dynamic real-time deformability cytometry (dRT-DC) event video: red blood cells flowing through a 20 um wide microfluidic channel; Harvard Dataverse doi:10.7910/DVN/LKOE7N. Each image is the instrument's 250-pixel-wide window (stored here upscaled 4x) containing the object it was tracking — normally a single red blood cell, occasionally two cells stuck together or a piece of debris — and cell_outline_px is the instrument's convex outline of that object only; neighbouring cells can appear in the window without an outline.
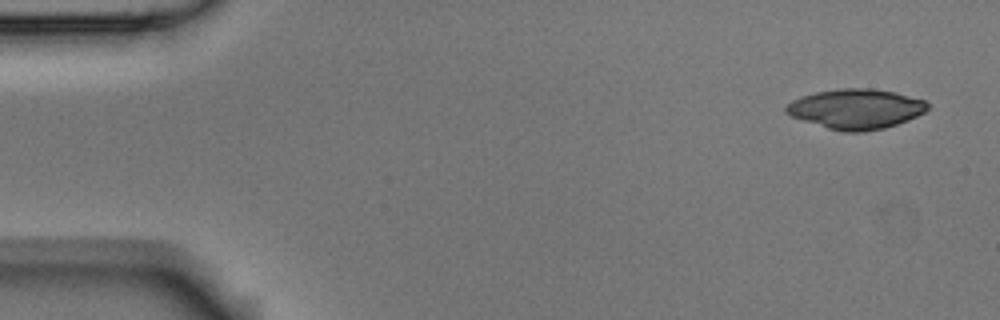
{"species": "Egyptian fruit bat (a non-hibernating species)", "species_latin": "Rousettus aegyptiacus", "temperature_condition": "room temperature", "stored_images_in_passage": 5, "camera_frame_rate_fps": 3000, "um_per_image_px": 0.085, "animal": {"sex": "male"}, "frame": {"image": 1, "passage_image": 1, "time_ms": 0.0, "image_size_px": [1000, 320], "cell_outline_px": [[928, 108], [924, 112], [908, 120], [884, 128], [864, 132], [844, 132], [828, 128], [792, 116], [784, 112], [784, 108], [792, 100], [800, 96], [816, 92], [836, 88], [872, 88], [896, 92], [924, 100], [928, 104]], "centroid_in_image_um": [72.75, 9.25], "position_along_channel_um": 12.3, "area_um2": 32.89}}